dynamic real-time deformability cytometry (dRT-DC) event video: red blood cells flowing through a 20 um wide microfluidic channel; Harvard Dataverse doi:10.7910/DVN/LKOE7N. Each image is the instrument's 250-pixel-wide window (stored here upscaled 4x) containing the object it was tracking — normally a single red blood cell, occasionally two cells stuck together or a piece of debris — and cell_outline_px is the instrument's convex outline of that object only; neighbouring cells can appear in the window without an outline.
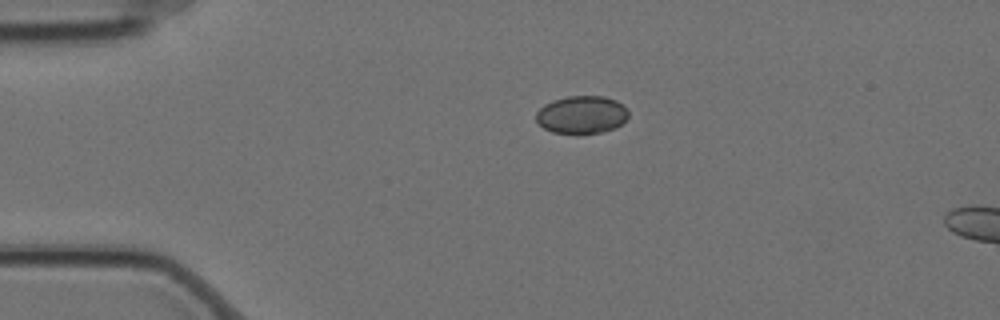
{"species": "Egyptian fruit bat (a non-hibernating species)", "species_latin": "Rousettus aegyptiacus", "temperature_condition": "cold", "stored_images_in_passage": 4, "camera_frame_rate_fps": 3000, "um_per_image_px": 0.085, "animal": {"sex": "female"}, "frame": {"image": 1, "passage_image": 4, "time_ms": 1.0, "image_size_px": [1000, 320], "cell_outline_px": [[628, 116], [616, 128], [604, 132], [552, 132], [544, 128], [536, 120], [536, 112], [544, 104], [552, 100], [568, 96], [604, 96], [616, 100], [628, 108]], "centroid_in_image_um": [49.45, 9.72], "position_along_channel_um": 35.5, "area_um2": 20.17}}